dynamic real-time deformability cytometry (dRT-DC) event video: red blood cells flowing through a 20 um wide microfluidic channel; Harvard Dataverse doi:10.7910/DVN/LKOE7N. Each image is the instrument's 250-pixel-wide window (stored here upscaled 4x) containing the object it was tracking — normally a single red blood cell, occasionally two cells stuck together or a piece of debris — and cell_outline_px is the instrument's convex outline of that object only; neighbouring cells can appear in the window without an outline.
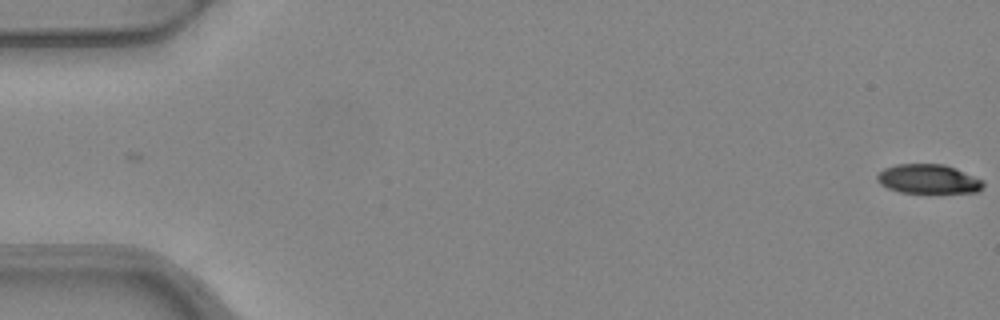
{"species": "common noctule bat (a hibernating species)", "species_latin": "Nyctalus noctula", "temperature_condition": "warm", "stored_images_in_passage": 5, "camera_frame_rate_fps": 3000, "um_per_image_px": 0.085, "animal": {"sex": "female", "body_mass_g": 24.6, "forearm_length_mm": 56.2}, "frame": {"image": 1, "passage_image": 1, "time_ms": 0.0, "image_size_px": [1000, 320], "cell_outline_px": [[984, 188], [976, 192], [900, 192], [888, 188], [880, 184], [876, 180], [876, 176], [884, 168], [896, 164], [944, 164], [956, 168], [984, 180]], "centroid_in_image_um": [78.92, 15.2], "position_along_channel_um": 6.1, "area_um2": 18.09}}
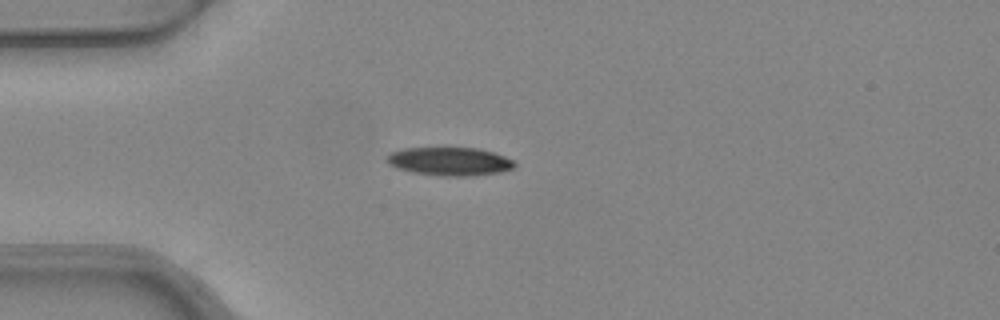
{"frame": {"image": 2, "passage_image": 4, "time_ms": 1.0, "image_size_px": [1000, 320], "cell_outline_px": [[516, 168], [500, 172], [468, 176], [444, 176], [412, 172], [396, 168], [388, 164], [384, 160], [388, 152], [400, 148], [476, 148], [492, 152], [504, 156], [512, 160], [516, 164]], "centroid_in_image_um": [38.16, 13.71], "position_along_channel_um": 46.8, "area_um2": 21.27}}